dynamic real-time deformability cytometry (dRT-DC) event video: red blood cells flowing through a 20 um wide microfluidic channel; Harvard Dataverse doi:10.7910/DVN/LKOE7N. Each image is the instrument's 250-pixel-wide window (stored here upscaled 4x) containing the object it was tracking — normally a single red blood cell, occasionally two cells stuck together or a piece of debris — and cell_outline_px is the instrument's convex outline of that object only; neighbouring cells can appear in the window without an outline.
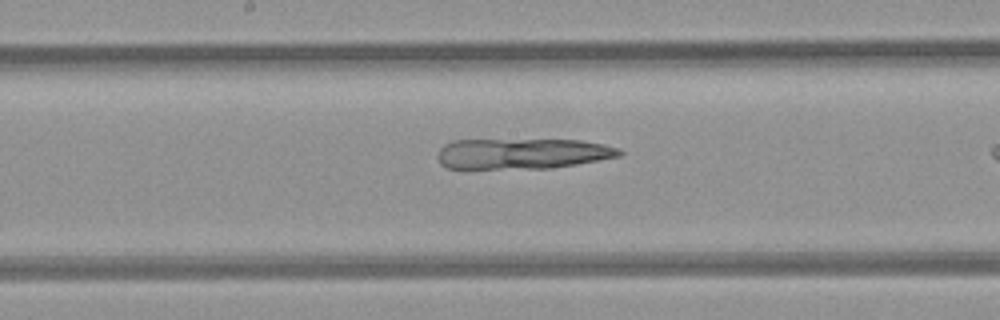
{"species": "common noctule bat (a hibernating species)", "species_latin": "Nyctalus noctula", "temperature_condition": "room temperature", "stored_images_in_passage": 7, "segment_of_instrument_passage": [1, 2], "camera_frame_rate_fps": 3000, "um_per_image_px": 0.085, "animal": {"sex": "female", "body_mass_g": 21.9}, "frame": {"image": 1, "passage_image": 6, "time_ms": 5.667, "image_size_px": [1000, 320], "cell_outline_px": [[624, 152], [620, 156], [576, 164], [552, 168], [444, 168], [440, 164], [436, 156], [440, 148], [444, 144], [452, 140], [580, 140], [604, 144], [620, 148]], "centroid_in_image_um": [44.38, 13.05], "position_along_channel_um": 203.8, "area_um2": 32.48}}